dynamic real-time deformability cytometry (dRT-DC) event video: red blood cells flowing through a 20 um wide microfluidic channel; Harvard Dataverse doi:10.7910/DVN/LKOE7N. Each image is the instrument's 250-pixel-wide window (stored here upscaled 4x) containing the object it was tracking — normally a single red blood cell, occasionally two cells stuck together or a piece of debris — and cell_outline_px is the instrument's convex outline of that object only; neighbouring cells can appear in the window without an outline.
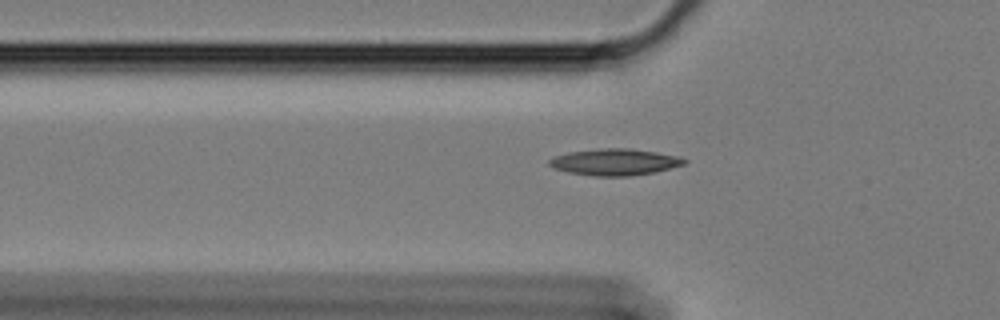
{"species": "Egyptian fruit bat (a non-hibernating species)", "species_latin": "Rousettus aegyptiacus", "temperature_condition": "cold", "stored_images_in_passage": 37, "camera_frame_rate_fps": 3000, "um_per_image_px": 0.085, "animal": {"sex": "female"}, "frame": {"image": 1, "passage_image": 4, "time_ms": 1.0, "image_size_px": [1000, 320], "cell_outline_px": [[688, 160], [684, 164], [656, 172], [632, 176], [592, 176], [568, 172], [552, 168], [548, 164], [548, 160], [556, 156], [568, 152], [604, 148], [628, 148], [656, 152], [676, 156]], "centroid_in_image_um": [52.23, 13.78], "position_along_channel_um": 73.6, "area_um2": 20.87}}
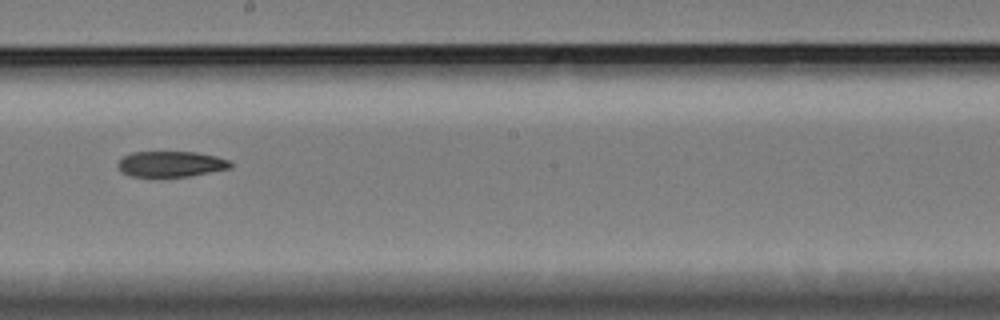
{"frame": {"image": 2, "passage_image": 18, "time_ms": 5.667, "image_size_px": [1000, 320], "cell_outline_px": [[232, 168], [188, 176], [128, 176], [120, 172], [116, 164], [124, 156], [132, 152], [196, 152], [216, 156], [228, 160], [232, 164]], "centroid_in_image_um": [14.5, 13.94], "position_along_channel_um": 233.7, "area_um2": 16.82}}
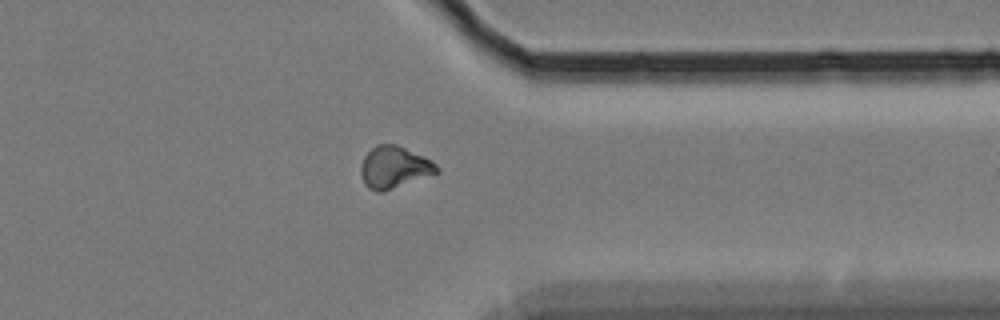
{"frame": {"image": 3, "passage_image": 31, "time_ms": 10.0, "image_size_px": [1000, 320], "cell_outline_px": [[440, 172], [384, 192], [376, 192], [368, 188], [364, 184], [360, 172], [360, 164], [364, 156], [376, 144], [396, 144], [424, 156], [432, 160], [440, 168]], "centroid_in_image_um": [33.5, 14.23], "position_along_channel_um": 377.9, "area_um2": 18.84}}